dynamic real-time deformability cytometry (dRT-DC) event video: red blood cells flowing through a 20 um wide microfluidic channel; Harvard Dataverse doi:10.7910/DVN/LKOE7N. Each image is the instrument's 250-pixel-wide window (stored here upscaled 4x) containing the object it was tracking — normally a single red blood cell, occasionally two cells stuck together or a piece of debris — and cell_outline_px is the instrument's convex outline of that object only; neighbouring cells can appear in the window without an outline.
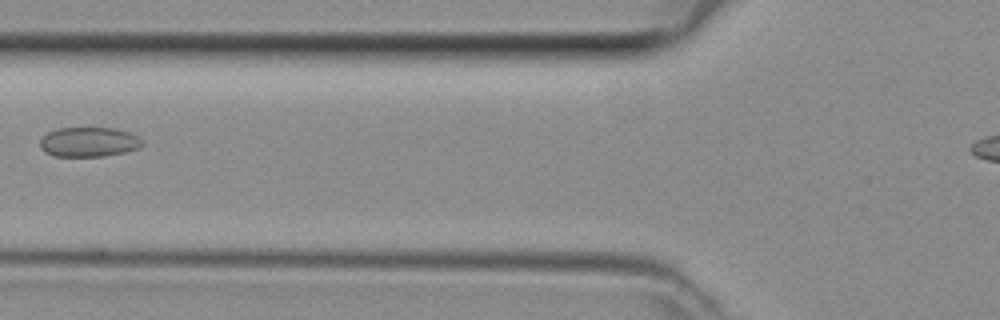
{"species": "common noctule bat (a hibernating species)", "species_latin": "Nyctalus noctula", "temperature_condition": "room temperature", "stored_images_in_passage": 3, "segment_of_instrument_passage": [1, 2], "camera_frame_rate_fps": 3000, "um_per_image_px": 0.085, "animal": {"sex": "female", "body_mass_g": 29.2, "forearm_length_mm": 56.3}, "frame": {"image": 1, "passage_image": 2, "time_ms": 0.333, "image_size_px": [1000, 320], "cell_outline_px": [[144, 144], [140, 148], [124, 152], [100, 156], [52, 156], [44, 152], [40, 148], [40, 140], [48, 132], [56, 128], [112, 128], [128, 132], [136, 136]], "centroid_in_image_um": [7.51, 12.07], "position_along_channel_um": 118.3, "area_um2": 17.57}}